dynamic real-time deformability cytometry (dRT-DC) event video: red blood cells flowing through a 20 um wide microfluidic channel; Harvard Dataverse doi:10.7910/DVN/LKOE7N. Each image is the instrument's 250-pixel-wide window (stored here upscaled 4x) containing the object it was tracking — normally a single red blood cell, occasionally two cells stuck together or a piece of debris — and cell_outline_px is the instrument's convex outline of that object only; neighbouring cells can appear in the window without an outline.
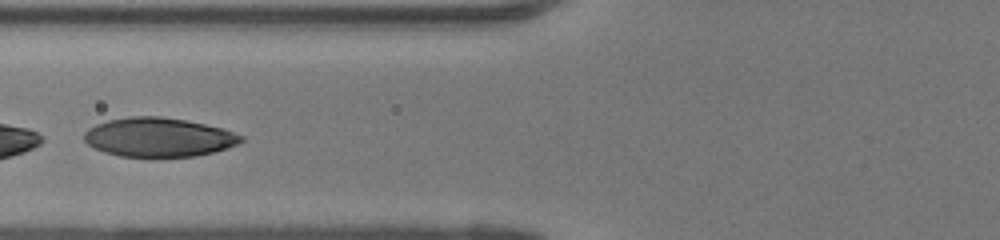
{"species": "human", "species_latin": "Homo sapiens", "temperature_condition": "room temperature", "stored_images_in_passage": 39, "camera_frame_rate_fps": 3000, "um_per_image_px": 0.085, "donor": {"sex": "female"}, "frame": {"image": 1, "passage_image": 12, "time_ms": 3.667, "image_size_px": [1000, 240], "cell_outline_px": [[244, 140], [240, 144], [228, 148], [196, 156], [156, 160], [120, 156], [104, 152], [88, 144], [84, 140], [84, 132], [88, 128], [96, 124], [108, 120], [128, 116], [160, 116], [184, 120], [204, 124], [220, 128], [244, 136]], "centroid_in_image_um": [13.48, 11.71], "position_along_channel_um": 112.3, "area_um2": 36.65}, "authors_computed_cell_mechanics": {"area_um2": 36.2984, "velocity_mm_per_s": 4.1476, "shape_relaxation_time_tau1_ms": 2.451, "shape_relaxation_time_tau2_ms": null, "deformation_change_tau1": 0.1792, "deformation_change_tau2": null}}